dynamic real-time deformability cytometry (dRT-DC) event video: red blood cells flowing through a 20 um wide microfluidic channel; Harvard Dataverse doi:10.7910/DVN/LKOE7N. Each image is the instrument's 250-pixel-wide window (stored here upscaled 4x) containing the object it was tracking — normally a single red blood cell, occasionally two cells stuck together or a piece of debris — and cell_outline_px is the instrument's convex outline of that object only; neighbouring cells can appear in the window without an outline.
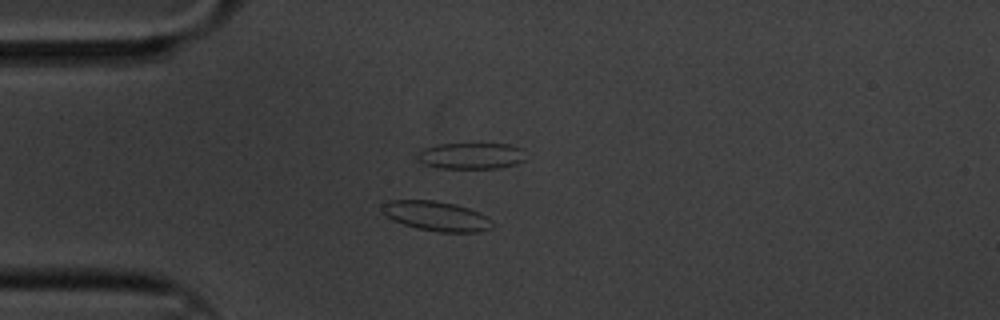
{"species": "common noctule bat (a hibernating species)", "species_latin": "Nyctalus noctula", "temperature_condition": "cold", "stored_images_in_passage": 46, "camera_frame_rate_fps": 3000, "um_per_image_px": 0.085, "animal": {"sex": "male", "body_mass_g": 20.1, "forearm_length_mm": 53.5}, "frame": {"image": 1, "passage_image": 1, "time_ms": 0.0, "image_size_px": [1000, 320], "cell_outline_px": [[492, 228], [480, 232], [436, 232], [416, 228], [392, 220], [384, 216], [380, 208], [380, 204], [388, 200], [432, 200], [456, 204], [480, 212], [488, 216], [492, 220]], "centroid_in_image_um": [37.06, 18.36], "position_along_channel_um": 47.9, "area_um2": 19.48}}